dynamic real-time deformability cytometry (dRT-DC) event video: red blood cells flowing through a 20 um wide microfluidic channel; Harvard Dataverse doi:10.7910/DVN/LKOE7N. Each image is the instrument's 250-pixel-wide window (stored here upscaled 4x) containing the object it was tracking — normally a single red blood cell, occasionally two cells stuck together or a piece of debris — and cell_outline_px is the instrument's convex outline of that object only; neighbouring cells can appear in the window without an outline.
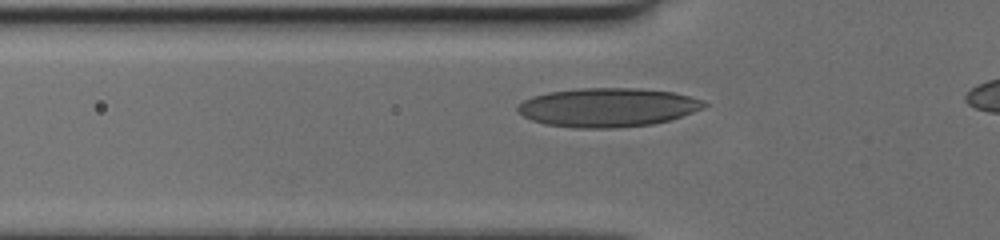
{"species": "human", "species_latin": "Homo sapiens", "temperature_condition": "cold", "stored_images_in_passage": 37, "camera_frame_rate_fps": 3000, "um_per_image_px": 0.085, "donor": {"sex": "female"}, "frame": {"image": 1, "passage_image": 11, "time_ms": 3.333, "image_size_px": [1000, 240], "cell_outline_px": [[708, 104], [704, 108], [668, 120], [652, 124], [616, 128], [572, 128], [544, 124], [532, 120], [524, 116], [516, 108], [524, 100], [532, 96], [548, 92], [580, 88], [640, 88], [676, 92], [692, 96], [704, 100]], "centroid_in_image_um": [51.68, 9.12], "position_along_channel_um": 74.1, "area_um2": 42.43}}
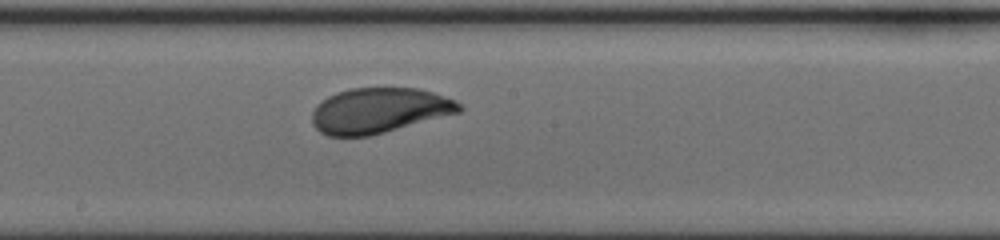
{"frame": {"image": 2, "passage_image": 22, "time_ms": 7.0, "image_size_px": [1000, 240], "cell_outline_px": [[464, 108], [460, 112], [384, 132], [368, 136], [328, 136], [320, 132], [312, 124], [312, 112], [316, 104], [320, 100], [336, 92], [348, 88], [416, 88], [432, 92], [456, 100]], "centroid_in_image_um": [32.18, 9.38], "position_along_channel_um": 216.0, "area_um2": 38.84}}
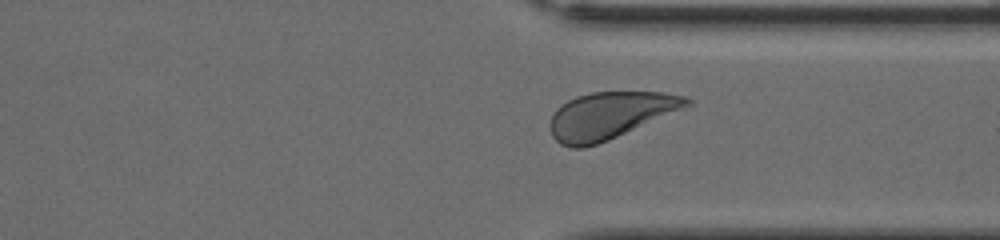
{"frame": {"image": 3, "passage_image": 33, "time_ms": 10.667, "image_size_px": [1000, 240], "cell_outline_px": [[692, 104], [684, 108], [608, 140], [584, 148], [572, 148], [560, 144], [552, 136], [552, 116], [556, 108], [560, 104], [576, 96], [592, 92], [664, 92], [688, 96], [692, 100]], "centroid_in_image_um": [51.87, 9.79], "position_along_channel_um": 359.5, "area_um2": 37.05}}